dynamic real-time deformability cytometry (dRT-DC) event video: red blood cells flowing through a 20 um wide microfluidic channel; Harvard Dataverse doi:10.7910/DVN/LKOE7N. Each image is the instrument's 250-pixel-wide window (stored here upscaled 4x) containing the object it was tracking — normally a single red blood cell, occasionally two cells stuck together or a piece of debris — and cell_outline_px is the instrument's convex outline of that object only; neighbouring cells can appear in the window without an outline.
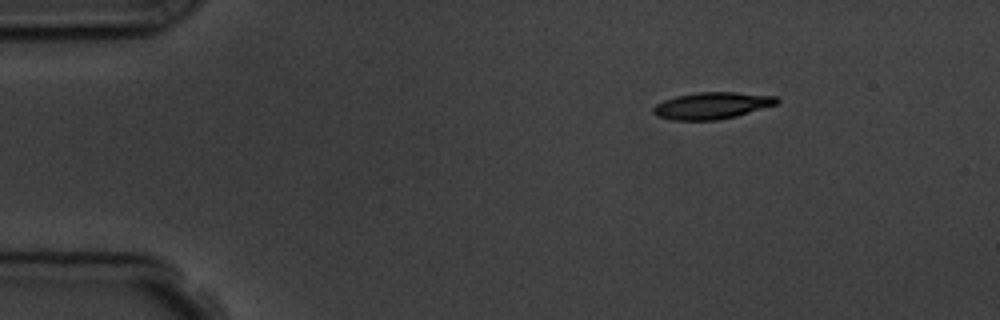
{"species": "common noctule bat (a hibernating species)", "species_latin": "Nyctalus noctula", "temperature_condition": "room temperature", "stored_images_in_passage": 4, "camera_frame_rate_fps": 3000, "um_per_image_px": 0.085, "animal": {"sex": "male", "body_mass_g": 19.5, "forearm_length_mm": 54.6}, "frame": {"image": 1, "passage_image": 1, "time_ms": 0.0, "image_size_px": [1000, 320], "cell_outline_px": [[780, 100], [776, 104], [736, 116], [716, 120], [672, 120], [656, 116], [652, 112], [652, 108], [656, 104], [664, 100], [676, 96], [696, 92], [736, 92], [776, 96]], "centroid_in_image_um": [60.48, 8.97], "position_along_channel_um": 24.5, "area_um2": 19.25}}
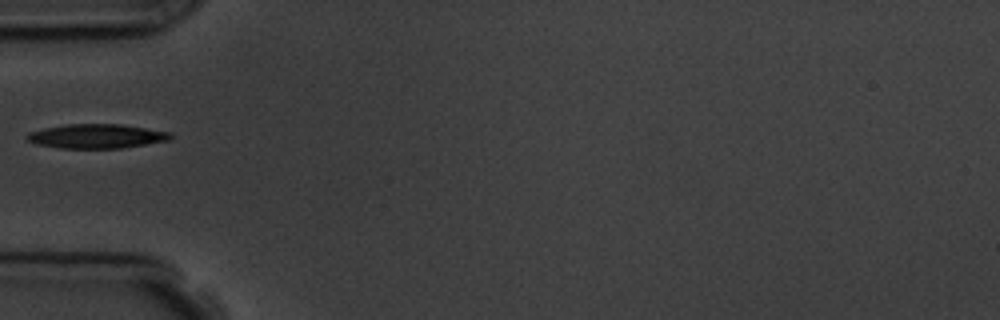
{"frame": {"image": 2, "passage_image": 4, "time_ms": 3.333, "image_size_px": [1000, 320], "cell_outline_px": [[172, 136], [168, 140], [120, 148], [60, 148], [36, 144], [28, 140], [24, 136], [28, 132], [44, 128], [68, 124], [120, 124], [172, 132]], "centroid_in_image_um": [8.17, 11.57], "position_along_channel_um": 76.8, "area_um2": 20.17}}